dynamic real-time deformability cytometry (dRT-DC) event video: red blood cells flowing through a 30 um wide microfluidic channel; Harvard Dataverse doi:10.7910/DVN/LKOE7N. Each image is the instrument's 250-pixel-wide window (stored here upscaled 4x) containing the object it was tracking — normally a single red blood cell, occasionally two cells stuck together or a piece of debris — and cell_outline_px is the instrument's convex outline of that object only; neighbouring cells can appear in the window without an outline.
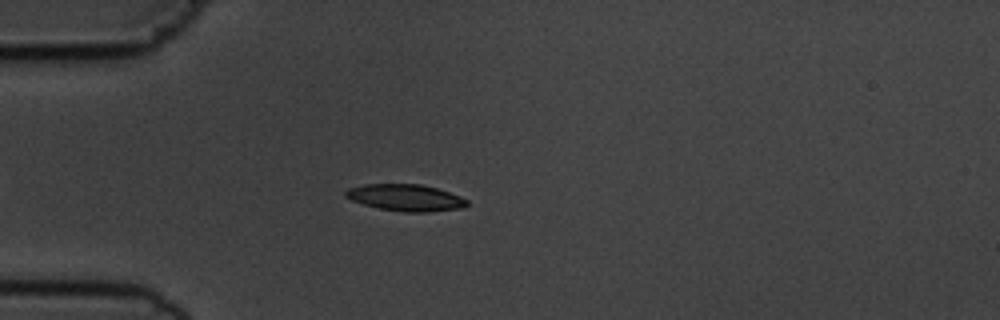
{"species": "common noctule bat (a hibernating species)", "species_latin": "Nyctalus noctula", "temperature_condition": "cold", "stored_images_in_passage": 49, "camera_frame_rate_fps": 3000, "um_per_image_px": 0.085, "animal": {"sex": "male", "body_mass_g": 19.5, "forearm_length_mm": 54.6}, "frame": {"image": 1, "passage_image": 9, "time_ms": 2.667, "image_size_px": [1000, 320], "cell_outline_px": [[468, 204], [464, 208], [428, 212], [404, 212], [380, 208], [364, 204], [352, 200], [344, 196], [344, 192], [348, 188], [364, 184], [420, 184], [436, 188], [460, 196], [468, 200]], "centroid_in_image_um": [34.48, 16.8], "position_along_channel_um": 50.5, "area_um2": 18.84}}
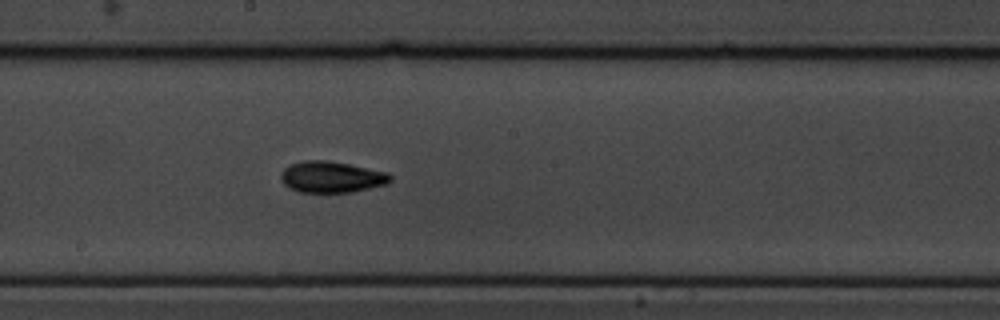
{"frame": {"image": 2, "passage_image": 24, "time_ms": 7.667, "image_size_px": [1000, 320], "cell_outline_px": [[392, 180], [388, 184], [352, 192], [300, 192], [288, 188], [280, 180], [280, 172], [288, 164], [304, 160], [324, 160], [348, 164], [388, 172], [392, 176]], "centroid_in_image_um": [28.16, 15.04], "position_along_channel_um": 220.0, "area_um2": 20.17}}
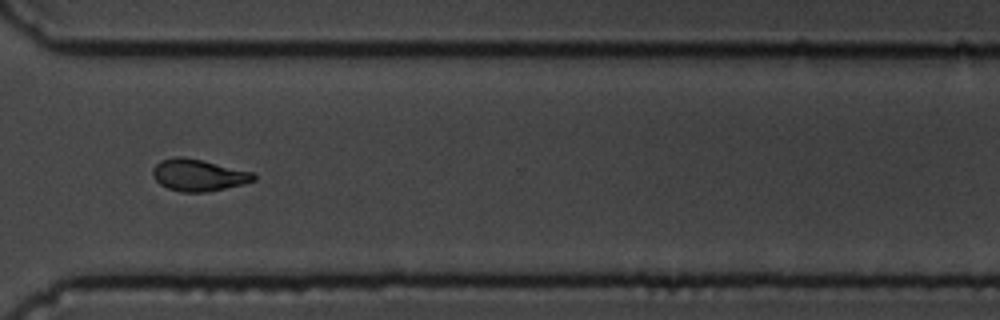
{"frame": {"image": 3, "passage_image": 35, "time_ms": 11.333, "image_size_px": [1000, 320], "cell_outline_px": [[256, 180], [244, 184], [204, 192], [180, 192], [168, 188], [160, 184], [152, 176], [152, 168], [160, 160], [176, 156], [180, 156], [204, 160], [252, 172], [256, 176]], "centroid_in_image_um": [16.84, 14.87], "position_along_channel_um": 353.8, "area_um2": 18.79}, "authors_computed_cell_mechanics": {"area_um2": 18.4382, "velocity_mm_per_s": 3.6429, "shape_relaxation_time_tau1_ms": 3.9867, "shape_relaxation_time_tau2_ms": 2.839, "deformation_change_tau1": 0.1533, "deformation_change_tau2": 0.0892}}